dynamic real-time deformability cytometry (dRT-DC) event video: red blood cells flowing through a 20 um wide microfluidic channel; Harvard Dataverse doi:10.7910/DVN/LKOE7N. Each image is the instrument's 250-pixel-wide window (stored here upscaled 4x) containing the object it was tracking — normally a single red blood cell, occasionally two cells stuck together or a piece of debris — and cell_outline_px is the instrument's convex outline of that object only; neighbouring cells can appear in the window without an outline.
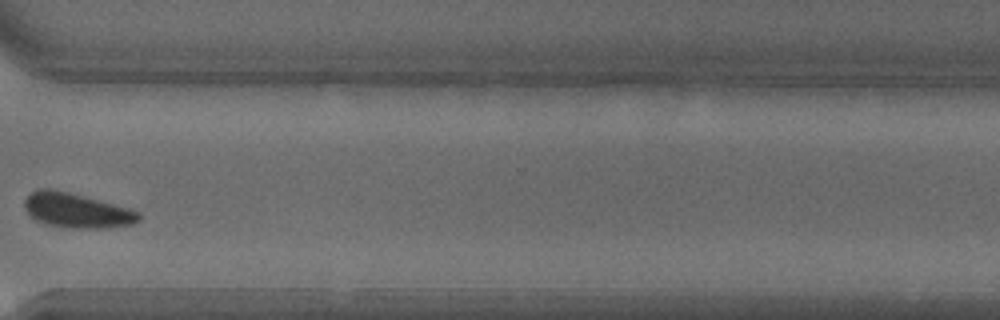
{"species": "common noctule bat (a hibernating species)", "species_latin": "Nyctalus noctula", "temperature_condition": "warm", "stored_images_in_passage": 25, "camera_frame_rate_fps": 3000, "um_per_image_px": 0.085, "animal": {"sex": "male", "body_mass_g": 18.8}, "frame": {"image": 1, "passage_image": 18, "time_ms": 5.667, "image_size_px": [1000, 320], "cell_outline_px": [[140, 220], [132, 224], [100, 228], [72, 228], [48, 224], [36, 220], [24, 208], [24, 200], [32, 192], [40, 188], [52, 188], [84, 196], [128, 208], [140, 212]], "centroid_in_image_um": [6.51, 17.88], "position_along_channel_um": 364.1, "area_um2": 22.77}}